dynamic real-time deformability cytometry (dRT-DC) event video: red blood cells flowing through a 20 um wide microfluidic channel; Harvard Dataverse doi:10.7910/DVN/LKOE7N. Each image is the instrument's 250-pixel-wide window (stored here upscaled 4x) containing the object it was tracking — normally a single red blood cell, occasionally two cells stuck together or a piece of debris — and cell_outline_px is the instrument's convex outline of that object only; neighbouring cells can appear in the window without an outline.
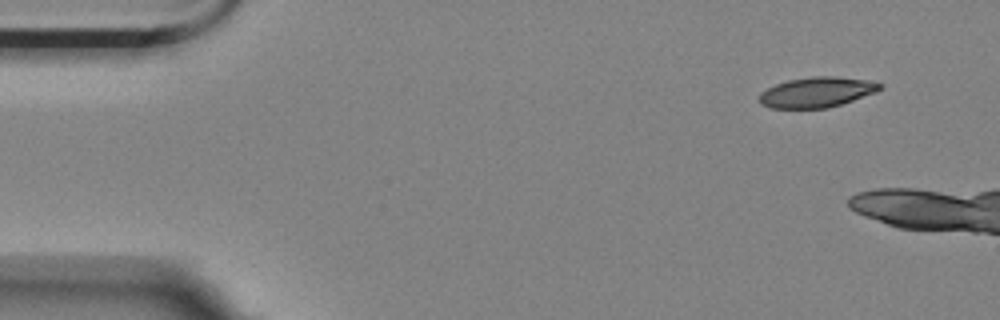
{"species": "Egyptian fruit bat (a non-hibernating species)", "species_latin": "Rousettus aegyptiacus", "temperature_condition": "room temperature", "stored_images_in_passage": 7, "camera_frame_rate_fps": 3000, "um_per_image_px": 0.085, "animal": {"sex": "female"}, "frame": {"image": 1, "passage_image": 1, "time_ms": 0.0, "image_size_px": [1000, 320], "cell_outline_px": [[884, 88], [876, 92], [828, 108], [772, 108], [760, 104], [760, 92], [776, 84], [788, 80], [812, 76], [836, 76], [864, 80], [884, 84]], "centroid_in_image_um": [69.43, 7.83], "position_along_channel_um": 15.6, "area_um2": 21.15}}